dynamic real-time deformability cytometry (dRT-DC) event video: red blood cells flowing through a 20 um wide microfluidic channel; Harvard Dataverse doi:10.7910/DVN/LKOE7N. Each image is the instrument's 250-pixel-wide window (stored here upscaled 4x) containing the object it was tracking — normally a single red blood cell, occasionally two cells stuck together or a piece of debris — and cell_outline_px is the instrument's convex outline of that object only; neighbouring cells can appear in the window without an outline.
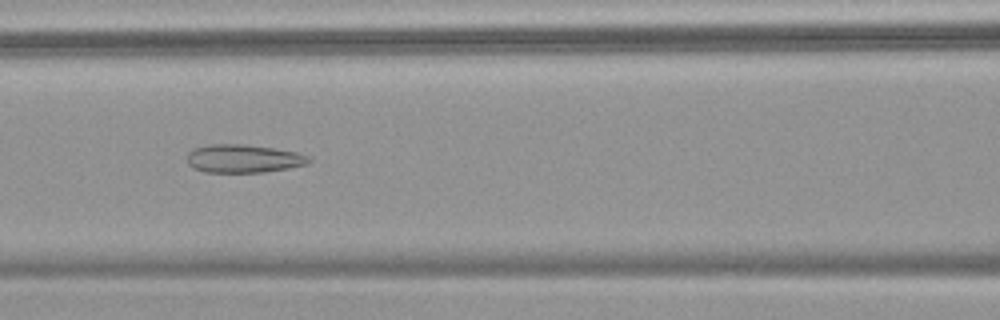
{"species": "common noctule bat (a hibernating species)", "species_latin": "Nyctalus noctula", "temperature_condition": "warm", "stored_images_in_passage": 57, "camera_frame_rate_fps": 3000, "um_per_image_px": 0.085, "animal": {"sex": "female", "body_mass_g": 18.4}, "frame": {"image": 1, "passage_image": 26, "time_ms": 8.333, "image_size_px": [1000, 320], "cell_outline_px": [[312, 160], [308, 164], [288, 168], [264, 172], [204, 172], [192, 168], [188, 164], [188, 152], [192, 148], [208, 144], [244, 144], [272, 148], [296, 152], [308, 156]], "centroid_in_image_um": [20.66, 13.48], "position_along_channel_um": 145.9, "area_um2": 20.11}}
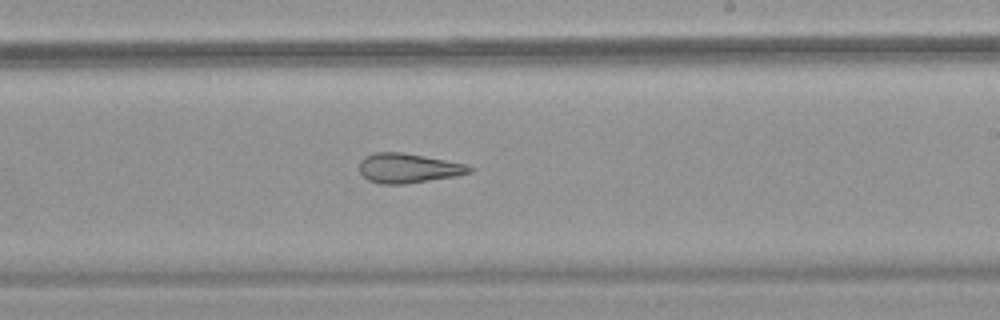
{"frame": {"image": 2, "passage_image": 35, "time_ms": 11.333, "image_size_px": [1000, 320], "cell_outline_px": [[476, 168], [472, 172], [456, 176], [404, 184], [380, 184], [368, 180], [360, 172], [360, 160], [364, 156], [376, 152], [404, 152], [468, 164]], "centroid_in_image_um": [34.74, 14.28], "position_along_channel_um": 254.3, "area_um2": 19.19}}
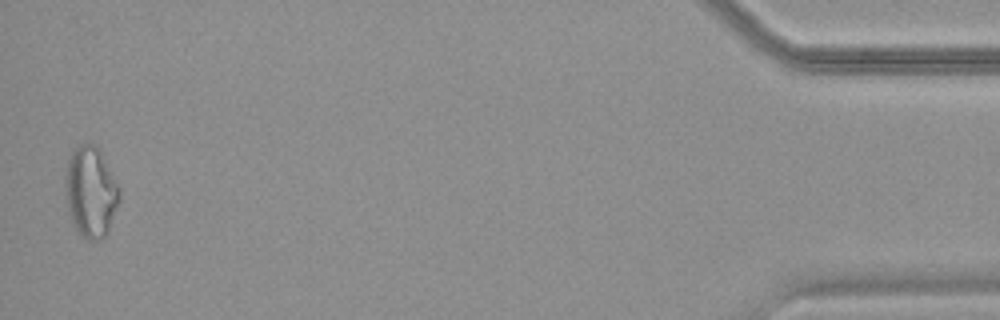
{"frame": {"image": 3, "passage_image": 56, "time_ms": 18.333, "image_size_px": [1000, 320], "cell_outline_px": [[120, 200], [108, 232], [100, 240], [88, 240], [80, 236], [68, 212], [64, 184], [64, 176], [68, 160], [72, 152], [80, 144], [88, 140], [96, 144], [100, 148], [120, 188]], "centroid_in_image_um": [7.72, 16.27], "position_along_channel_um": 427.5, "area_um2": 29.25}, "authors_computed_cell_mechanics": {"area_um2": 24.7962, "velocity_mm_per_s": 3.6372, "shape_relaxation_time_tau1_ms": null, "shape_relaxation_time_tau2_ms": 2.6921, "deformation_change_tau1": null, "deformation_change_tau2": 0.1266}}